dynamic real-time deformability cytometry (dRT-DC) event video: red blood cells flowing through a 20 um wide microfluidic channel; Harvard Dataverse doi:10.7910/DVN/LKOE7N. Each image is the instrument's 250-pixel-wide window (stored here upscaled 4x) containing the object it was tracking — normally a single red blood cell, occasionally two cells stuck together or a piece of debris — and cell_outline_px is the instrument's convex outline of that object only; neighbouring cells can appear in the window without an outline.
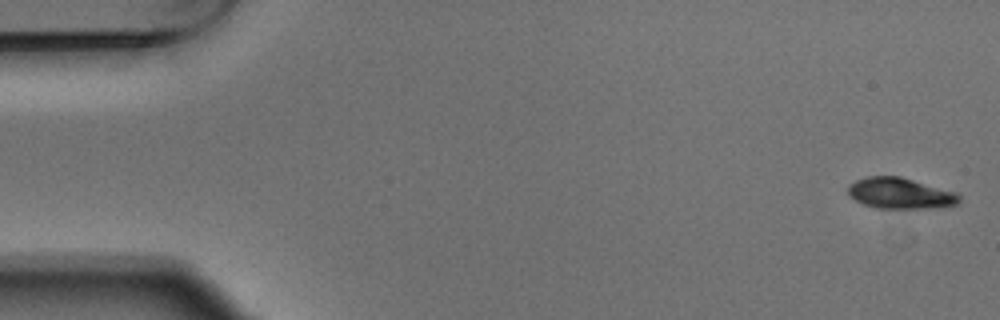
{"species": "Egyptian fruit bat (a non-hibernating species)", "species_latin": "Rousettus aegyptiacus", "temperature_condition": "warm", "stored_images_in_passage": 4, "camera_frame_rate_fps": 3000, "um_per_image_px": 0.085, "animal": {"sex": "male"}, "frame": {"image": 1, "passage_image": 1, "time_ms": 0.0, "image_size_px": [1000, 320], "cell_outline_px": [[960, 200], [956, 204], [928, 208], [876, 208], [864, 204], [856, 200], [848, 192], [848, 184], [856, 180], [868, 176], [900, 176], [956, 192], [960, 196]], "centroid_in_image_um": [76.5, 16.42], "position_along_channel_um": 8.5, "area_um2": 19.83}}
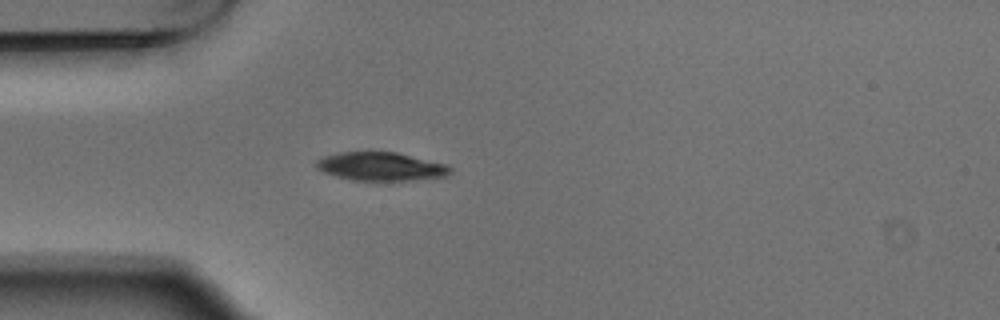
{"frame": {"image": 2, "passage_image": 4, "time_ms": 1.0, "image_size_px": [1000, 320], "cell_outline_px": [[452, 172], [448, 176], [412, 180], [352, 180], [336, 176], [324, 172], [316, 168], [316, 160], [324, 156], [340, 152], [396, 152], [448, 164], [452, 168]], "centroid_in_image_um": [32.41, 14.15], "position_along_channel_um": 52.6, "area_um2": 22.25}}